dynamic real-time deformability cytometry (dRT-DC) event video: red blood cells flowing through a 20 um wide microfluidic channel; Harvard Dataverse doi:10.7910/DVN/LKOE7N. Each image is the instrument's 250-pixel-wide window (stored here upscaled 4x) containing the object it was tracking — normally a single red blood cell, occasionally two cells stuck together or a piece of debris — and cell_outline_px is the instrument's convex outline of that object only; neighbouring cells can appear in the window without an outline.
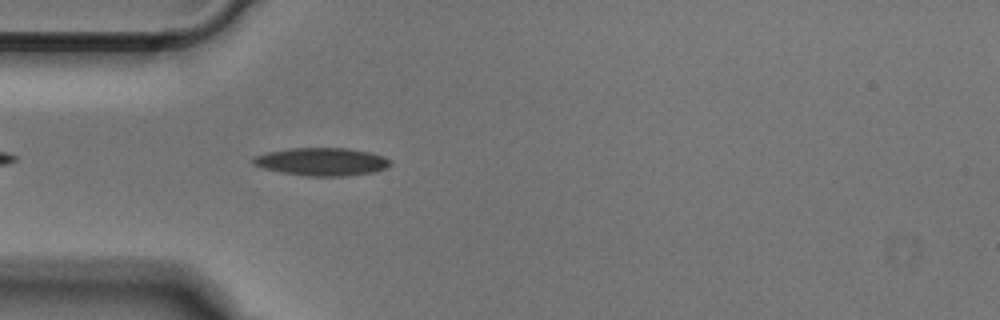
{"species": "Egyptian fruit bat (a non-hibernating species)", "species_latin": "Rousettus aegyptiacus", "temperature_condition": "cold", "stored_images_in_passage": 17, "camera_frame_rate_fps": 3000, "um_per_image_px": 0.085, "animal": {"sex": "male"}, "frame": {"image": 1, "passage_image": 4, "time_ms": 1.0, "image_size_px": [1000, 320], "cell_outline_px": [[392, 164], [388, 168], [376, 172], [344, 176], [304, 176], [264, 168], [252, 164], [252, 160], [256, 156], [268, 152], [292, 148], [344, 148], [368, 152], [384, 156], [392, 160]], "centroid_in_image_um": [27.42, 13.75], "position_along_channel_um": 57.6, "area_um2": 22.25}}
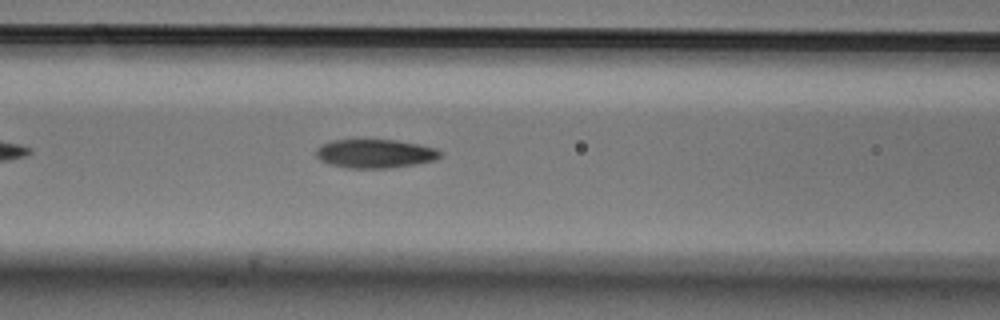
{"frame": {"image": 2, "passage_image": 10, "time_ms": 3.0, "image_size_px": [1000, 320], "cell_outline_px": [[444, 152], [436, 160], [416, 164], [388, 168], [348, 168], [332, 164], [320, 160], [316, 156], [316, 148], [320, 144], [332, 140], [356, 136], [396, 140], [420, 144], [436, 148]], "centroid_in_image_um": [31.86, 13.0], "position_along_channel_um": 134.7, "area_um2": 21.85}}
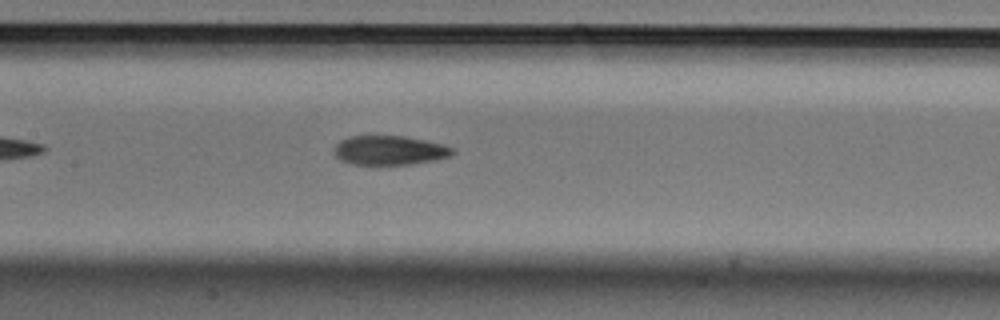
{"frame": {"image": 3, "passage_image": 13, "time_ms": 4.0, "image_size_px": [1000, 320], "cell_outline_px": [[456, 152], [452, 156], [436, 160], [412, 164], [352, 164], [340, 160], [336, 156], [336, 144], [340, 140], [352, 136], [404, 136], [444, 144], [456, 148]], "centroid_in_image_um": [33.19, 12.78], "position_along_channel_um": 174.2, "area_um2": 20.23}}